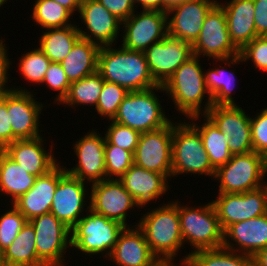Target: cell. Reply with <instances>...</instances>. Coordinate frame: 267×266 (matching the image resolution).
<instances>
[{
    "label": "cell",
    "mask_w": 267,
    "mask_h": 266,
    "mask_svg": "<svg viewBox=\"0 0 267 266\" xmlns=\"http://www.w3.org/2000/svg\"><path fill=\"white\" fill-rule=\"evenodd\" d=\"M97 72L104 81L118 84L130 91L158 86L154 81L144 52L110 46L100 47Z\"/></svg>",
    "instance_id": "6da1fadb"
},
{
    "label": "cell",
    "mask_w": 267,
    "mask_h": 266,
    "mask_svg": "<svg viewBox=\"0 0 267 266\" xmlns=\"http://www.w3.org/2000/svg\"><path fill=\"white\" fill-rule=\"evenodd\" d=\"M199 59L200 57L193 55L163 85L165 94L171 98L175 108H178L177 111L186 118L205 115L213 106ZM204 97H206V102H203ZM202 102L206 103L204 108L201 106Z\"/></svg>",
    "instance_id": "7a4b0ae2"
},
{
    "label": "cell",
    "mask_w": 267,
    "mask_h": 266,
    "mask_svg": "<svg viewBox=\"0 0 267 266\" xmlns=\"http://www.w3.org/2000/svg\"><path fill=\"white\" fill-rule=\"evenodd\" d=\"M136 225L143 231L145 239L158 259L174 263V257L185 245L180 230L178 200L147 211Z\"/></svg>",
    "instance_id": "3957f363"
},
{
    "label": "cell",
    "mask_w": 267,
    "mask_h": 266,
    "mask_svg": "<svg viewBox=\"0 0 267 266\" xmlns=\"http://www.w3.org/2000/svg\"><path fill=\"white\" fill-rule=\"evenodd\" d=\"M158 90L165 92L161 85L141 91H130L119 105L112 121L140 133L167 126L171 120L165 115L159 96L155 93Z\"/></svg>",
    "instance_id": "277c9868"
},
{
    "label": "cell",
    "mask_w": 267,
    "mask_h": 266,
    "mask_svg": "<svg viewBox=\"0 0 267 266\" xmlns=\"http://www.w3.org/2000/svg\"><path fill=\"white\" fill-rule=\"evenodd\" d=\"M188 206L178 202L183 243H190L194 249L191 252L222 248L223 229L212 201L197 207Z\"/></svg>",
    "instance_id": "5b68a950"
},
{
    "label": "cell",
    "mask_w": 267,
    "mask_h": 266,
    "mask_svg": "<svg viewBox=\"0 0 267 266\" xmlns=\"http://www.w3.org/2000/svg\"><path fill=\"white\" fill-rule=\"evenodd\" d=\"M124 228L120 222L89 208L86 215L71 229V247L85 256L102 254L107 259Z\"/></svg>",
    "instance_id": "8992f818"
},
{
    "label": "cell",
    "mask_w": 267,
    "mask_h": 266,
    "mask_svg": "<svg viewBox=\"0 0 267 266\" xmlns=\"http://www.w3.org/2000/svg\"><path fill=\"white\" fill-rule=\"evenodd\" d=\"M185 173H195L198 176L204 174L214 178L215 169L210 163L199 132L191 122H173L172 177Z\"/></svg>",
    "instance_id": "52a82bcc"
},
{
    "label": "cell",
    "mask_w": 267,
    "mask_h": 266,
    "mask_svg": "<svg viewBox=\"0 0 267 266\" xmlns=\"http://www.w3.org/2000/svg\"><path fill=\"white\" fill-rule=\"evenodd\" d=\"M192 51L195 56L213 58L218 62L228 63V66L243 62L239 50L230 40L226 15L219 2L207 13L199 37L192 45Z\"/></svg>",
    "instance_id": "ba28073f"
},
{
    "label": "cell",
    "mask_w": 267,
    "mask_h": 266,
    "mask_svg": "<svg viewBox=\"0 0 267 266\" xmlns=\"http://www.w3.org/2000/svg\"><path fill=\"white\" fill-rule=\"evenodd\" d=\"M267 159L252 151L247 154L233 155L225 165L215 170L218 180V194L244 193L267 184ZM264 181V182H263Z\"/></svg>",
    "instance_id": "9c48e42d"
},
{
    "label": "cell",
    "mask_w": 267,
    "mask_h": 266,
    "mask_svg": "<svg viewBox=\"0 0 267 266\" xmlns=\"http://www.w3.org/2000/svg\"><path fill=\"white\" fill-rule=\"evenodd\" d=\"M34 227L38 258L46 266H64L67 248H71V230L52 213L29 221Z\"/></svg>",
    "instance_id": "30bf717a"
},
{
    "label": "cell",
    "mask_w": 267,
    "mask_h": 266,
    "mask_svg": "<svg viewBox=\"0 0 267 266\" xmlns=\"http://www.w3.org/2000/svg\"><path fill=\"white\" fill-rule=\"evenodd\" d=\"M223 231L230 225L267 213V184L244 193H221L212 200Z\"/></svg>",
    "instance_id": "8fae6325"
},
{
    "label": "cell",
    "mask_w": 267,
    "mask_h": 266,
    "mask_svg": "<svg viewBox=\"0 0 267 266\" xmlns=\"http://www.w3.org/2000/svg\"><path fill=\"white\" fill-rule=\"evenodd\" d=\"M224 134L232 155L253 151L250 115L238 105H213L205 114Z\"/></svg>",
    "instance_id": "7c38bea8"
},
{
    "label": "cell",
    "mask_w": 267,
    "mask_h": 266,
    "mask_svg": "<svg viewBox=\"0 0 267 266\" xmlns=\"http://www.w3.org/2000/svg\"><path fill=\"white\" fill-rule=\"evenodd\" d=\"M172 136V121L161 129L141 133L134 153V164L171 178Z\"/></svg>",
    "instance_id": "4fadbf2b"
},
{
    "label": "cell",
    "mask_w": 267,
    "mask_h": 266,
    "mask_svg": "<svg viewBox=\"0 0 267 266\" xmlns=\"http://www.w3.org/2000/svg\"><path fill=\"white\" fill-rule=\"evenodd\" d=\"M7 88V111L13 132V142L40 137L39 119L44 103L36 101L28 89ZM40 132V133H39Z\"/></svg>",
    "instance_id": "5bb4252c"
},
{
    "label": "cell",
    "mask_w": 267,
    "mask_h": 266,
    "mask_svg": "<svg viewBox=\"0 0 267 266\" xmlns=\"http://www.w3.org/2000/svg\"><path fill=\"white\" fill-rule=\"evenodd\" d=\"M122 22V46L129 50L144 52L152 44L168 35L167 12L142 10ZM139 13V14H138Z\"/></svg>",
    "instance_id": "9a60e30c"
},
{
    "label": "cell",
    "mask_w": 267,
    "mask_h": 266,
    "mask_svg": "<svg viewBox=\"0 0 267 266\" xmlns=\"http://www.w3.org/2000/svg\"><path fill=\"white\" fill-rule=\"evenodd\" d=\"M88 205L94 212L120 222L125 227L132 208H140L118 179H106L91 184Z\"/></svg>",
    "instance_id": "2e32d148"
},
{
    "label": "cell",
    "mask_w": 267,
    "mask_h": 266,
    "mask_svg": "<svg viewBox=\"0 0 267 266\" xmlns=\"http://www.w3.org/2000/svg\"><path fill=\"white\" fill-rule=\"evenodd\" d=\"M91 131V132H90ZM74 143V154L78 162L73 168L65 171L83 182L93 184L106 180L105 140L99 131L90 130ZM87 180V181H85Z\"/></svg>",
    "instance_id": "e0dca14e"
},
{
    "label": "cell",
    "mask_w": 267,
    "mask_h": 266,
    "mask_svg": "<svg viewBox=\"0 0 267 266\" xmlns=\"http://www.w3.org/2000/svg\"><path fill=\"white\" fill-rule=\"evenodd\" d=\"M154 81L163 86L173 73L193 56L192 45L167 35L144 51Z\"/></svg>",
    "instance_id": "ac0fdd59"
},
{
    "label": "cell",
    "mask_w": 267,
    "mask_h": 266,
    "mask_svg": "<svg viewBox=\"0 0 267 266\" xmlns=\"http://www.w3.org/2000/svg\"><path fill=\"white\" fill-rule=\"evenodd\" d=\"M80 19L88 32L78 27L80 37L96 43L100 47L115 45L122 26L116 16L110 13L98 0H82ZM88 33V34H87Z\"/></svg>",
    "instance_id": "d6986e66"
},
{
    "label": "cell",
    "mask_w": 267,
    "mask_h": 266,
    "mask_svg": "<svg viewBox=\"0 0 267 266\" xmlns=\"http://www.w3.org/2000/svg\"><path fill=\"white\" fill-rule=\"evenodd\" d=\"M85 187L86 182H83L68 173L58 181L50 213L70 230L90 208V206L87 207V204L85 203V200L87 199L86 196L88 195L86 194L88 192ZM85 207H87V209Z\"/></svg>",
    "instance_id": "ffe728a7"
},
{
    "label": "cell",
    "mask_w": 267,
    "mask_h": 266,
    "mask_svg": "<svg viewBox=\"0 0 267 266\" xmlns=\"http://www.w3.org/2000/svg\"><path fill=\"white\" fill-rule=\"evenodd\" d=\"M217 2L189 0L170 9L167 12L168 35L193 45L199 37L207 13Z\"/></svg>",
    "instance_id": "44dd1931"
},
{
    "label": "cell",
    "mask_w": 267,
    "mask_h": 266,
    "mask_svg": "<svg viewBox=\"0 0 267 266\" xmlns=\"http://www.w3.org/2000/svg\"><path fill=\"white\" fill-rule=\"evenodd\" d=\"M222 247L252 257L267 247V213L228 226L223 231Z\"/></svg>",
    "instance_id": "7402d4cb"
},
{
    "label": "cell",
    "mask_w": 267,
    "mask_h": 266,
    "mask_svg": "<svg viewBox=\"0 0 267 266\" xmlns=\"http://www.w3.org/2000/svg\"><path fill=\"white\" fill-rule=\"evenodd\" d=\"M60 164L49 173L37 177L32 188L11 204L20 211L27 221L50 213L58 181L67 173L65 166H60Z\"/></svg>",
    "instance_id": "603a6c76"
},
{
    "label": "cell",
    "mask_w": 267,
    "mask_h": 266,
    "mask_svg": "<svg viewBox=\"0 0 267 266\" xmlns=\"http://www.w3.org/2000/svg\"><path fill=\"white\" fill-rule=\"evenodd\" d=\"M42 136L34 139L15 140L3 151L29 174L43 176L54 169L60 161L55 159L53 145L46 150Z\"/></svg>",
    "instance_id": "cb8c5ba5"
},
{
    "label": "cell",
    "mask_w": 267,
    "mask_h": 266,
    "mask_svg": "<svg viewBox=\"0 0 267 266\" xmlns=\"http://www.w3.org/2000/svg\"><path fill=\"white\" fill-rule=\"evenodd\" d=\"M130 226L119 234L109 261L118 266H151L158 258L152 253L143 231L137 225Z\"/></svg>",
    "instance_id": "d4e9b609"
},
{
    "label": "cell",
    "mask_w": 267,
    "mask_h": 266,
    "mask_svg": "<svg viewBox=\"0 0 267 266\" xmlns=\"http://www.w3.org/2000/svg\"><path fill=\"white\" fill-rule=\"evenodd\" d=\"M168 180L163 174L143 169L135 164L119 179L141 209L166 194L169 190Z\"/></svg>",
    "instance_id": "484cf974"
},
{
    "label": "cell",
    "mask_w": 267,
    "mask_h": 266,
    "mask_svg": "<svg viewBox=\"0 0 267 266\" xmlns=\"http://www.w3.org/2000/svg\"><path fill=\"white\" fill-rule=\"evenodd\" d=\"M225 2V4H222L219 1V4L223 7L226 15L230 40L240 51L258 36L254 23V2L253 0H230Z\"/></svg>",
    "instance_id": "4316f807"
},
{
    "label": "cell",
    "mask_w": 267,
    "mask_h": 266,
    "mask_svg": "<svg viewBox=\"0 0 267 266\" xmlns=\"http://www.w3.org/2000/svg\"><path fill=\"white\" fill-rule=\"evenodd\" d=\"M100 46L89 40L79 38L70 53L61 62L70 83L97 72Z\"/></svg>",
    "instance_id": "83f0119b"
},
{
    "label": "cell",
    "mask_w": 267,
    "mask_h": 266,
    "mask_svg": "<svg viewBox=\"0 0 267 266\" xmlns=\"http://www.w3.org/2000/svg\"><path fill=\"white\" fill-rule=\"evenodd\" d=\"M34 227L29 221L2 252L4 266H46L37 256Z\"/></svg>",
    "instance_id": "f1b7e54d"
},
{
    "label": "cell",
    "mask_w": 267,
    "mask_h": 266,
    "mask_svg": "<svg viewBox=\"0 0 267 266\" xmlns=\"http://www.w3.org/2000/svg\"><path fill=\"white\" fill-rule=\"evenodd\" d=\"M36 176L29 174L13 161L3 150H0V192L7 194L15 202L28 192L35 183Z\"/></svg>",
    "instance_id": "f546056e"
},
{
    "label": "cell",
    "mask_w": 267,
    "mask_h": 266,
    "mask_svg": "<svg viewBox=\"0 0 267 266\" xmlns=\"http://www.w3.org/2000/svg\"><path fill=\"white\" fill-rule=\"evenodd\" d=\"M202 116L204 123L201 125L193 122L197 119L199 120L200 115H195L188 119L189 121L191 120V125L199 132L210 163L216 170L218 167L229 162L233 155L229 150L228 141H226L224 134L206 115Z\"/></svg>",
    "instance_id": "4dcf8cb0"
},
{
    "label": "cell",
    "mask_w": 267,
    "mask_h": 266,
    "mask_svg": "<svg viewBox=\"0 0 267 266\" xmlns=\"http://www.w3.org/2000/svg\"><path fill=\"white\" fill-rule=\"evenodd\" d=\"M76 24L63 28H49L39 39V49L51 62L61 63L80 38Z\"/></svg>",
    "instance_id": "1f68e13d"
},
{
    "label": "cell",
    "mask_w": 267,
    "mask_h": 266,
    "mask_svg": "<svg viewBox=\"0 0 267 266\" xmlns=\"http://www.w3.org/2000/svg\"><path fill=\"white\" fill-rule=\"evenodd\" d=\"M178 266H252V256L225 248L189 252Z\"/></svg>",
    "instance_id": "d6a6232c"
},
{
    "label": "cell",
    "mask_w": 267,
    "mask_h": 266,
    "mask_svg": "<svg viewBox=\"0 0 267 266\" xmlns=\"http://www.w3.org/2000/svg\"><path fill=\"white\" fill-rule=\"evenodd\" d=\"M220 67L210 68L204 72L205 84L213 105H237L232 97L236 76L231 70Z\"/></svg>",
    "instance_id": "836d02e7"
},
{
    "label": "cell",
    "mask_w": 267,
    "mask_h": 266,
    "mask_svg": "<svg viewBox=\"0 0 267 266\" xmlns=\"http://www.w3.org/2000/svg\"><path fill=\"white\" fill-rule=\"evenodd\" d=\"M104 84L98 72L71 83L66 97L60 104L73 108L76 105H97Z\"/></svg>",
    "instance_id": "e575fe53"
},
{
    "label": "cell",
    "mask_w": 267,
    "mask_h": 266,
    "mask_svg": "<svg viewBox=\"0 0 267 266\" xmlns=\"http://www.w3.org/2000/svg\"><path fill=\"white\" fill-rule=\"evenodd\" d=\"M31 16L34 23L36 22V25L38 24L42 29L74 25L70 21V19H73L71 18L72 13L53 0H36L33 4Z\"/></svg>",
    "instance_id": "d590c367"
},
{
    "label": "cell",
    "mask_w": 267,
    "mask_h": 266,
    "mask_svg": "<svg viewBox=\"0 0 267 266\" xmlns=\"http://www.w3.org/2000/svg\"><path fill=\"white\" fill-rule=\"evenodd\" d=\"M51 61L45 56V54L37 47L29 52H26L19 60V71L24 77L25 81L30 83H40L44 79L45 73L48 70Z\"/></svg>",
    "instance_id": "8d00e7d4"
},
{
    "label": "cell",
    "mask_w": 267,
    "mask_h": 266,
    "mask_svg": "<svg viewBox=\"0 0 267 266\" xmlns=\"http://www.w3.org/2000/svg\"><path fill=\"white\" fill-rule=\"evenodd\" d=\"M128 93L129 91L126 88L104 81L101 94L94 109L102 118L108 117L107 120H112L118 111L119 105Z\"/></svg>",
    "instance_id": "74e56055"
},
{
    "label": "cell",
    "mask_w": 267,
    "mask_h": 266,
    "mask_svg": "<svg viewBox=\"0 0 267 266\" xmlns=\"http://www.w3.org/2000/svg\"><path fill=\"white\" fill-rule=\"evenodd\" d=\"M133 164L134 155L130 151L121 149L105 140L106 179L119 180Z\"/></svg>",
    "instance_id": "f35d334b"
},
{
    "label": "cell",
    "mask_w": 267,
    "mask_h": 266,
    "mask_svg": "<svg viewBox=\"0 0 267 266\" xmlns=\"http://www.w3.org/2000/svg\"><path fill=\"white\" fill-rule=\"evenodd\" d=\"M13 207V208H12ZM27 223L26 218L20 213V211L14 206H11V210H7L6 213L0 216V251H5L14 239L22 227Z\"/></svg>",
    "instance_id": "ab89813d"
},
{
    "label": "cell",
    "mask_w": 267,
    "mask_h": 266,
    "mask_svg": "<svg viewBox=\"0 0 267 266\" xmlns=\"http://www.w3.org/2000/svg\"><path fill=\"white\" fill-rule=\"evenodd\" d=\"M111 123L106 130V140L121 149L130 151L133 155L139 142L141 133L115 121Z\"/></svg>",
    "instance_id": "60d3db41"
},
{
    "label": "cell",
    "mask_w": 267,
    "mask_h": 266,
    "mask_svg": "<svg viewBox=\"0 0 267 266\" xmlns=\"http://www.w3.org/2000/svg\"><path fill=\"white\" fill-rule=\"evenodd\" d=\"M243 62L251 59L254 67L267 73V37L257 36L250 43L246 44L240 51Z\"/></svg>",
    "instance_id": "b9f144b4"
},
{
    "label": "cell",
    "mask_w": 267,
    "mask_h": 266,
    "mask_svg": "<svg viewBox=\"0 0 267 266\" xmlns=\"http://www.w3.org/2000/svg\"><path fill=\"white\" fill-rule=\"evenodd\" d=\"M44 83L53 91L56 90L59 92H57L56 98L54 99V102L56 101L57 104H60L66 97L71 85L61 63L57 62H51L49 64L48 70L42 81L43 85Z\"/></svg>",
    "instance_id": "7bdbcfd3"
},
{
    "label": "cell",
    "mask_w": 267,
    "mask_h": 266,
    "mask_svg": "<svg viewBox=\"0 0 267 266\" xmlns=\"http://www.w3.org/2000/svg\"><path fill=\"white\" fill-rule=\"evenodd\" d=\"M250 120L253 151L267 159V107Z\"/></svg>",
    "instance_id": "ee69618b"
},
{
    "label": "cell",
    "mask_w": 267,
    "mask_h": 266,
    "mask_svg": "<svg viewBox=\"0 0 267 266\" xmlns=\"http://www.w3.org/2000/svg\"><path fill=\"white\" fill-rule=\"evenodd\" d=\"M13 142V132L7 111V89L0 94V150Z\"/></svg>",
    "instance_id": "f6af8a7d"
},
{
    "label": "cell",
    "mask_w": 267,
    "mask_h": 266,
    "mask_svg": "<svg viewBox=\"0 0 267 266\" xmlns=\"http://www.w3.org/2000/svg\"><path fill=\"white\" fill-rule=\"evenodd\" d=\"M120 21L127 20L136 10L134 0H98Z\"/></svg>",
    "instance_id": "bcb514c9"
},
{
    "label": "cell",
    "mask_w": 267,
    "mask_h": 266,
    "mask_svg": "<svg viewBox=\"0 0 267 266\" xmlns=\"http://www.w3.org/2000/svg\"><path fill=\"white\" fill-rule=\"evenodd\" d=\"M254 2V23L258 36L267 34V0H253Z\"/></svg>",
    "instance_id": "7dc6e473"
},
{
    "label": "cell",
    "mask_w": 267,
    "mask_h": 266,
    "mask_svg": "<svg viewBox=\"0 0 267 266\" xmlns=\"http://www.w3.org/2000/svg\"><path fill=\"white\" fill-rule=\"evenodd\" d=\"M5 40L3 41L2 37L0 39V94L8 88L9 81V68L11 67V61L8 57L7 53V47L6 44L4 43ZM4 43V44H3ZM7 86V87H6Z\"/></svg>",
    "instance_id": "c3c4849f"
},
{
    "label": "cell",
    "mask_w": 267,
    "mask_h": 266,
    "mask_svg": "<svg viewBox=\"0 0 267 266\" xmlns=\"http://www.w3.org/2000/svg\"><path fill=\"white\" fill-rule=\"evenodd\" d=\"M136 3L138 4L136 5ZM140 4L142 10L162 12V0H134V5L136 8Z\"/></svg>",
    "instance_id": "681fc988"
},
{
    "label": "cell",
    "mask_w": 267,
    "mask_h": 266,
    "mask_svg": "<svg viewBox=\"0 0 267 266\" xmlns=\"http://www.w3.org/2000/svg\"><path fill=\"white\" fill-rule=\"evenodd\" d=\"M252 266H267V247L261 249L252 257Z\"/></svg>",
    "instance_id": "f907efd6"
},
{
    "label": "cell",
    "mask_w": 267,
    "mask_h": 266,
    "mask_svg": "<svg viewBox=\"0 0 267 266\" xmlns=\"http://www.w3.org/2000/svg\"><path fill=\"white\" fill-rule=\"evenodd\" d=\"M68 9L72 14L79 12L82 0H53Z\"/></svg>",
    "instance_id": "816d5d0a"
},
{
    "label": "cell",
    "mask_w": 267,
    "mask_h": 266,
    "mask_svg": "<svg viewBox=\"0 0 267 266\" xmlns=\"http://www.w3.org/2000/svg\"><path fill=\"white\" fill-rule=\"evenodd\" d=\"M189 0H162V12H168L175 6L181 5L182 3Z\"/></svg>",
    "instance_id": "f5cc1de1"
},
{
    "label": "cell",
    "mask_w": 267,
    "mask_h": 266,
    "mask_svg": "<svg viewBox=\"0 0 267 266\" xmlns=\"http://www.w3.org/2000/svg\"><path fill=\"white\" fill-rule=\"evenodd\" d=\"M151 266H177L171 261L164 260V259H158L155 263H153Z\"/></svg>",
    "instance_id": "db71d44e"
},
{
    "label": "cell",
    "mask_w": 267,
    "mask_h": 266,
    "mask_svg": "<svg viewBox=\"0 0 267 266\" xmlns=\"http://www.w3.org/2000/svg\"><path fill=\"white\" fill-rule=\"evenodd\" d=\"M0 266H4L3 261H2V252L0 251Z\"/></svg>",
    "instance_id": "11a10c76"
},
{
    "label": "cell",
    "mask_w": 267,
    "mask_h": 266,
    "mask_svg": "<svg viewBox=\"0 0 267 266\" xmlns=\"http://www.w3.org/2000/svg\"><path fill=\"white\" fill-rule=\"evenodd\" d=\"M8 0H0V3L2 4V6H3V4H5V2H7Z\"/></svg>",
    "instance_id": "9f6ffc18"
}]
</instances>
